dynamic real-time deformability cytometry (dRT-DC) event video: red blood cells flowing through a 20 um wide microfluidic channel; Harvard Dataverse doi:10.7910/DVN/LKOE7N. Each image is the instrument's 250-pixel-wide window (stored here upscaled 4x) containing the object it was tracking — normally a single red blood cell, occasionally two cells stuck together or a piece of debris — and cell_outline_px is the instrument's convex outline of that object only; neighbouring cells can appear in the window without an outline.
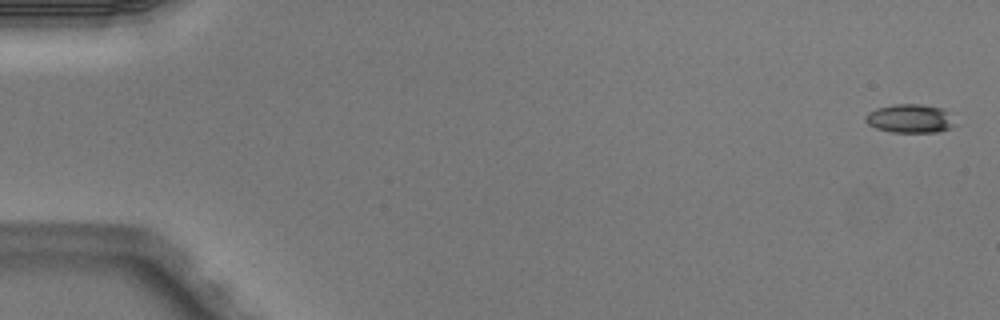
{"species": "Egyptian fruit bat (a non-hibernating species)", "species_latin": "Rousettus aegyptiacus", "temperature_condition": "warm", "stored_images_in_passage": 6, "camera_frame_rate_fps": 3000, "um_per_image_px": 0.085, "animal": {"sex": "male"}, "frame": {"image": 1, "passage_image": 1, "time_ms": 0.0, "image_size_px": [1000, 320], "cell_outline_px": [[956, 124], [952, 128], [940, 132], [892, 132], [876, 128], [868, 124], [864, 120], [864, 116], [868, 112], [876, 108], [896, 104], [920, 104], [944, 108], [948, 112]], "centroid_in_image_um": [77.37, 10.08], "position_along_channel_um": 7.6, "area_um2": 15.14}}
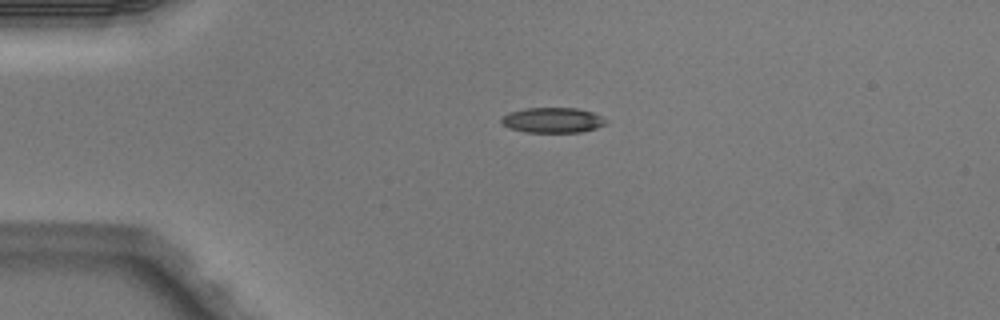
{"frame": {"image": 2, "passage_image": 4, "time_ms": 1.0, "image_size_px": [1000, 320], "cell_outline_px": [[608, 120], [604, 124], [596, 128], [580, 132], [524, 132], [508, 128], [500, 124], [500, 120], [508, 112], [524, 108], [576, 108], [592, 112], [604, 116]], "centroid_in_image_um": [46.95, 10.21], "position_along_channel_um": 38.1, "area_um2": 15.55}}